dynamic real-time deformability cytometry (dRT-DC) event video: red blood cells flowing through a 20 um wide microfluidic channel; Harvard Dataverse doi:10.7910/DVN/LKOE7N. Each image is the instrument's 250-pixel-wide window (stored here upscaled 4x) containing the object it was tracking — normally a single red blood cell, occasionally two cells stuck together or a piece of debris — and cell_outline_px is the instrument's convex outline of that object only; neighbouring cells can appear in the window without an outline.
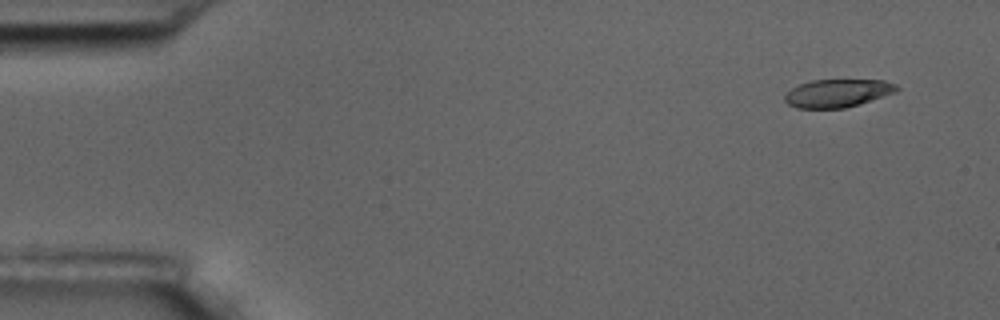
{"species": "common noctule bat (a hibernating species)", "species_latin": "Nyctalus noctula", "temperature_condition": "room temperature", "stored_images_in_passage": 6, "camera_frame_rate_fps": 3000, "um_per_image_px": 0.085, "animal": {"sex": "male", "body_mass_g": 17.5, "forearm_length_mm": 52.3}, "frame": {"image": 1, "passage_image": 1, "time_ms": 0.0, "image_size_px": [1000, 320], "cell_outline_px": [[900, 88], [896, 92], [844, 108], [796, 108], [788, 104], [784, 100], [784, 96], [792, 88], [800, 84], [812, 80], [884, 80], [896, 84]], "centroid_in_image_um": [71.19, 7.91], "position_along_channel_um": 13.8, "area_um2": 18.09}}
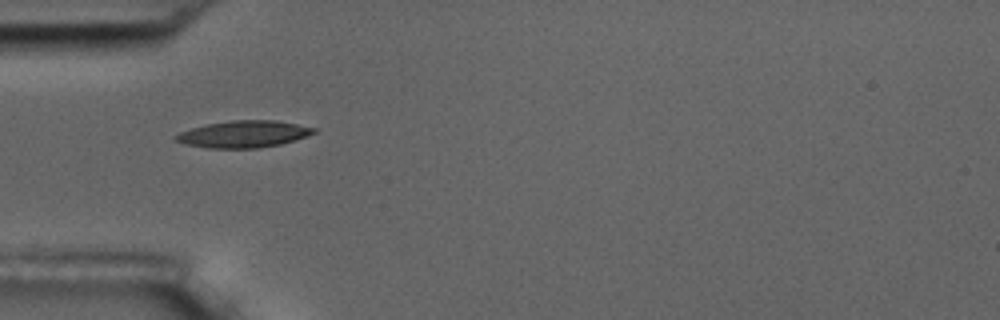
{"frame": {"image": 2, "passage_image": 5, "time_ms": 4.667, "image_size_px": [1000, 320], "cell_outline_px": [[316, 132], [308, 136], [280, 144], [256, 148], [208, 148], [184, 144], [176, 140], [172, 136], [180, 132], [192, 128], [208, 124], [232, 120], [276, 120], [316, 128]], "centroid_in_image_um": [20.7, 11.4], "position_along_channel_um": 64.3, "area_um2": 21.5}}